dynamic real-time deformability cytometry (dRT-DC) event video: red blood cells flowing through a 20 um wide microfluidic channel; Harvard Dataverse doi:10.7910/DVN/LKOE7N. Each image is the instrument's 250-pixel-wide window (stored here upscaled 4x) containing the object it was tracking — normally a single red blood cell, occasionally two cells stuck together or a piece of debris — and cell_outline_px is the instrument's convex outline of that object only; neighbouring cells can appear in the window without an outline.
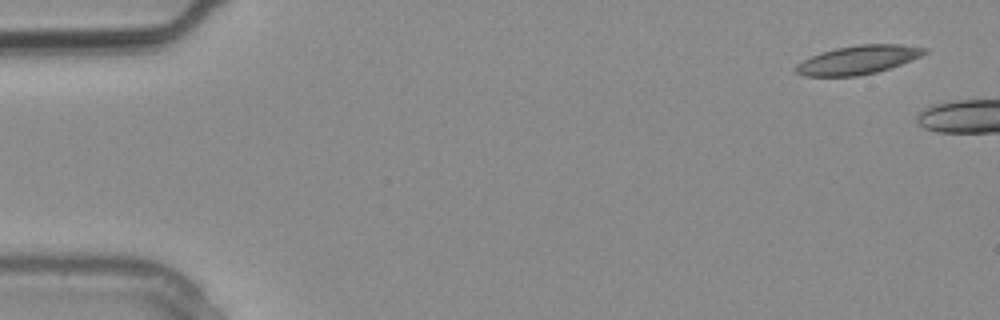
{"species": "common noctule bat (a hibernating species)", "species_latin": "Nyctalus noctula", "temperature_condition": "warm", "stored_images_in_passage": 3, "camera_frame_rate_fps": 3000, "um_per_image_px": 0.085, "animal": {"sex": "male", "body_mass_g": 20.4}, "frame": {"image": 1, "passage_image": 1, "time_ms": 0.0, "image_size_px": [1000, 320], "cell_outline_px": [[928, 52], [912, 60], [876, 72], [860, 76], [804, 76], [796, 72], [796, 64], [820, 52], [836, 48], [860, 44], [900, 44], [928, 48]], "centroid_in_image_um": [72.95, 5.08], "position_along_channel_um": 12.0, "area_um2": 21.39}}